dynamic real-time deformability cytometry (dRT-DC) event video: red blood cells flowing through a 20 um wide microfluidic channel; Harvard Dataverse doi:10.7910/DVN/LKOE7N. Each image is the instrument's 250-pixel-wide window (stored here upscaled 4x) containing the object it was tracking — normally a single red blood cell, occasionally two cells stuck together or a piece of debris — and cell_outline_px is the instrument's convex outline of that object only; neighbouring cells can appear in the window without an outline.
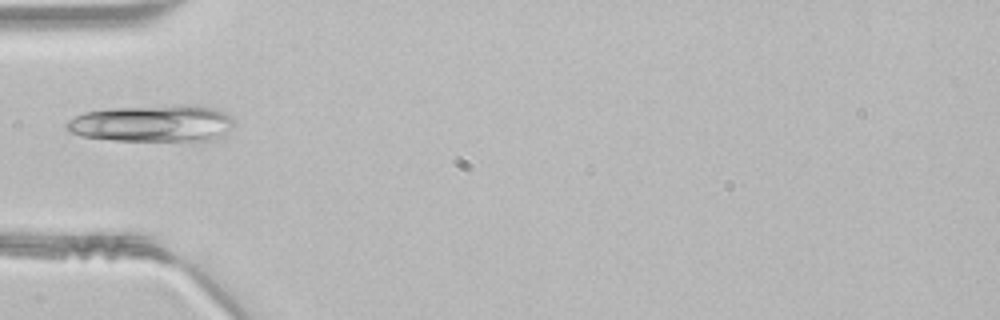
{"species": "common noctule bat (a hibernating species)", "species_latin": "Nyctalus noctula", "temperature_condition": "room temperature", "stored_images_in_passage": 20, "camera_frame_rate_fps": 3000, "um_per_image_px": 0.085, "animal": {"sex": "male", "body_mass_g": 21.5, "forearm_length_mm": 52.0}, "frame": {"image": 1, "passage_image": 1, "time_ms": 0.0, "image_size_px": [1000, 320], "cell_outline_px": [[232, 124], [220, 136], [208, 140], [116, 140], [80, 136], [72, 132], [64, 124], [68, 120], [84, 112], [112, 108], [176, 104], [192, 104], [216, 108], [232, 116]], "centroid_in_image_um": [12.95, 10.46], "position_along_channel_um": 72.0, "area_um2": 35.78}}
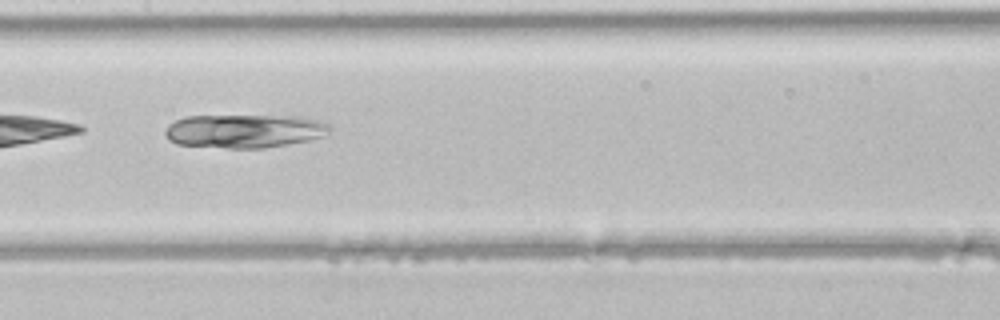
{"frame": {"image": 2, "passage_image": 9, "time_ms": 2.667, "image_size_px": [1000, 320], "cell_outline_px": [[332, 128], [324, 136], [308, 140], [288, 144], [264, 148], [228, 148], [176, 144], [168, 140], [164, 132], [168, 124], [176, 120], [188, 116], [300, 116], [332, 124]], "centroid_in_image_um": [20.78, 11.14], "position_along_channel_um": 186.6, "area_um2": 32.31}}
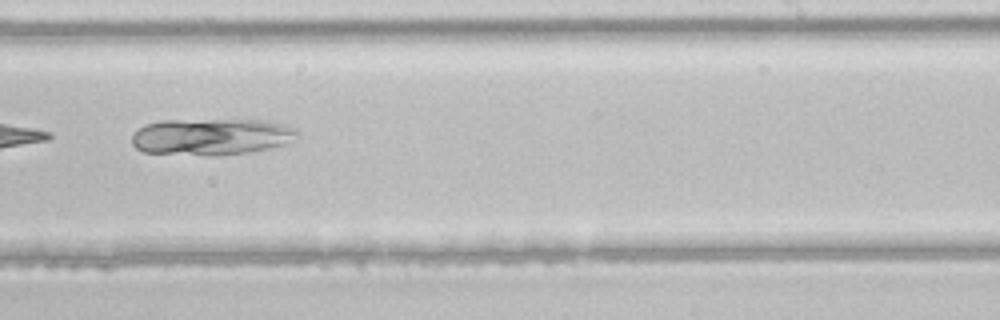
{"frame": {"image": 3, "passage_image": 15, "time_ms": 4.667, "image_size_px": [1000, 320], "cell_outline_px": [[300, 136], [284, 144], [248, 152], [220, 156], [208, 156], [144, 152], [136, 148], [132, 144], [132, 136], [144, 124], [160, 120], [268, 120], [296, 128], [300, 132]], "centroid_in_image_um": [17.98, 11.62], "position_along_channel_um": 271.0, "area_um2": 35.6}}